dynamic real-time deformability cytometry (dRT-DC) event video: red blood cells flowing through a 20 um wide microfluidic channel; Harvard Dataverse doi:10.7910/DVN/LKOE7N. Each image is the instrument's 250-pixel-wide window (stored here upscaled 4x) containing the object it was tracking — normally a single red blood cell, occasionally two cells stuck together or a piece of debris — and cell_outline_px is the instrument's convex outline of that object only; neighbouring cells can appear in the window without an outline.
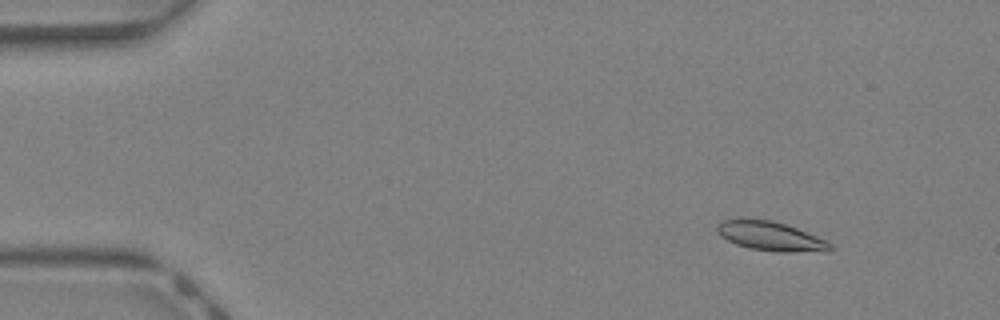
{"species": "Egyptian fruit bat (a non-hibernating species)", "species_latin": "Rousettus aegyptiacus", "temperature_condition": "warm", "stored_images_in_passage": 44, "segment_of_instrument_passage": [1, 2], "camera_frame_rate_fps": 3000, "um_per_image_px": 0.085, "animal": {"sex": "female"}, "frame": {"image": 1, "passage_image": 5, "time_ms": 1.333, "image_size_px": [1000, 320], "cell_outline_px": [[832, 248], [828, 252], [776, 252], [748, 248], [736, 244], [720, 236], [716, 232], [716, 224], [724, 220], [740, 216], [744, 216], [772, 220], [796, 228], [828, 240], [832, 244]], "centroid_in_image_um": [65.47, 20.05], "position_along_channel_um": 19.5, "area_um2": 20.0}}
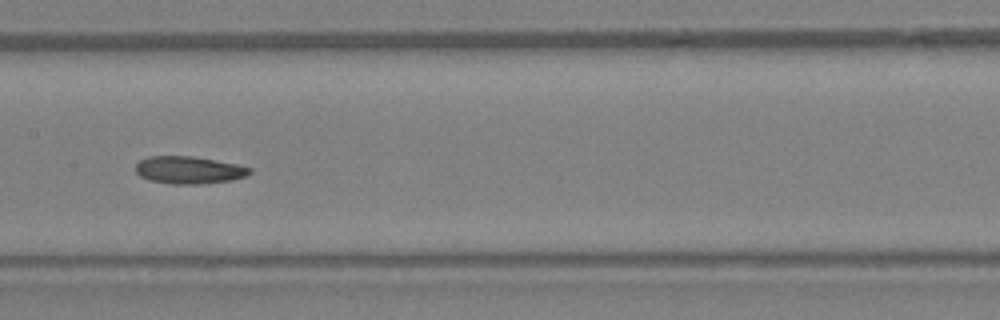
{"frame": {"image": 2, "passage_image": 22, "time_ms": 7.0, "image_size_px": [1000, 320], "cell_outline_px": [[252, 172], [244, 176], [232, 180], [200, 184], [172, 184], [148, 180], [140, 176], [136, 172], [136, 164], [140, 160], [148, 156], [192, 156], [216, 160], [236, 164], [252, 168]], "centroid_in_image_um": [16.04, 14.45], "position_along_channel_um": 191.4, "area_um2": 18.26}}
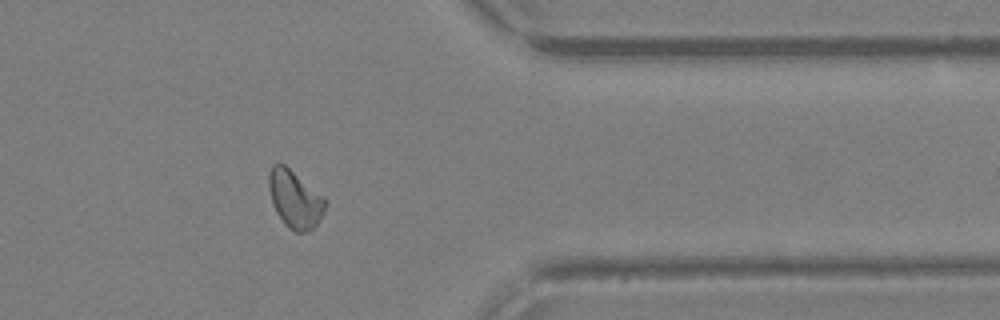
{"frame": {"image": 3, "passage_image": 35, "time_ms": 11.333, "image_size_px": [1000, 320], "cell_outline_px": [[324, 212], [316, 224], [308, 232], [296, 232], [288, 228], [284, 224], [276, 212], [272, 204], [268, 188], [268, 176], [272, 164], [284, 164], [324, 196]], "centroid_in_image_um": [25.03, 16.93], "position_along_channel_um": 386.4, "area_um2": 18.84}}